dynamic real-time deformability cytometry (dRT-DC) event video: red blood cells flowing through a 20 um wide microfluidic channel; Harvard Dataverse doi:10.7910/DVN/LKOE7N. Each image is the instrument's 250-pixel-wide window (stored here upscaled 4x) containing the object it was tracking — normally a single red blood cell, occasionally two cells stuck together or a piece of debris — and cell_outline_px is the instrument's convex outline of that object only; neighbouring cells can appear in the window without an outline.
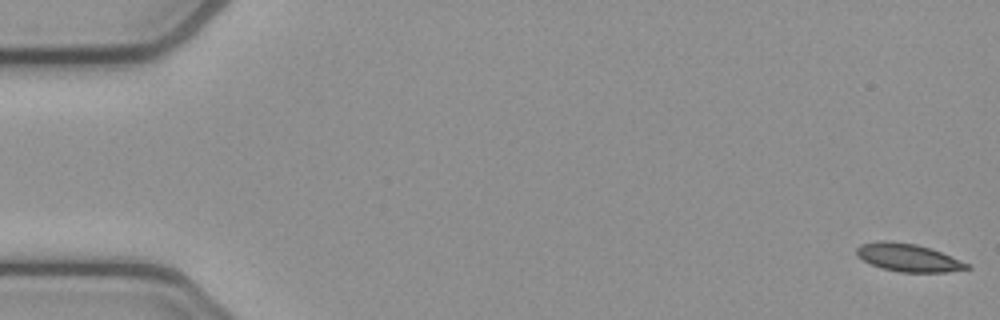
{"species": "common noctule bat (a hibernating species)", "species_latin": "Nyctalus noctula", "temperature_condition": "cold", "stored_images_in_passage": 53, "camera_frame_rate_fps": 3000, "um_per_image_px": 0.085, "animal": {"sex": "female", "body_mass_g": 21.9}, "frame": {"image": 1, "passage_image": 1, "time_ms": 0.0, "image_size_px": [1000, 320], "cell_outline_px": [[972, 268], [948, 272], [900, 272], [880, 268], [856, 256], [856, 248], [860, 244], [880, 240], [892, 240], [916, 244], [932, 248], [960, 260], [968, 264]], "centroid_in_image_um": [77.17, 21.88], "position_along_channel_um": 7.8, "area_um2": 18.09}}
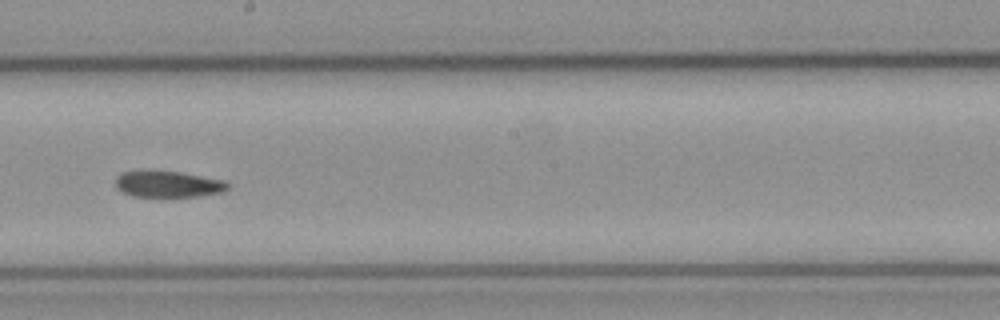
{"frame": {"image": 2, "passage_image": 30, "time_ms": 9.667, "image_size_px": [1000, 320], "cell_outline_px": [[228, 188], [220, 192], [200, 196], [132, 196], [116, 188], [116, 176], [120, 172], [140, 168], [180, 172], [224, 180], [228, 184]], "centroid_in_image_um": [14.19, 15.6], "position_along_channel_um": 234.0, "area_um2": 17.57}}
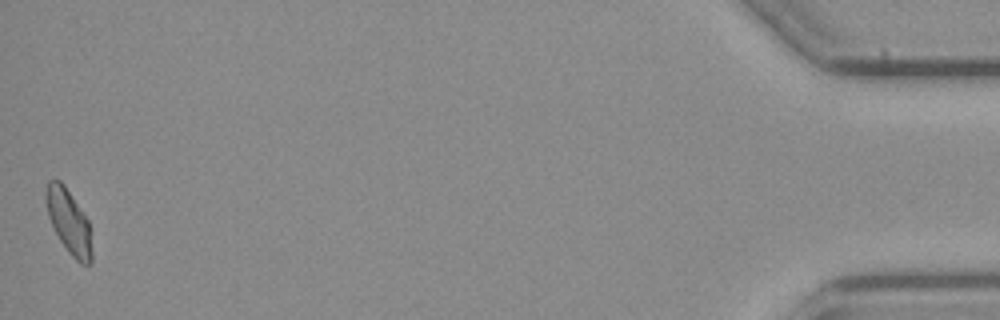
{"frame": {"image": 3, "passage_image": 53, "time_ms": 17.333, "image_size_px": [1000, 320], "cell_outline_px": [[92, 264], [80, 264], [68, 252], [60, 240], [48, 216], [44, 200], [44, 192], [48, 180], [60, 180], [64, 184], [88, 220], [92, 252]], "centroid_in_image_um": [5.83, 18.82], "position_along_channel_um": 429.4, "area_um2": 17.17}, "authors_computed_cell_mechanics": {"area_um2": 17.8602, "velocity_mm_per_s": 3.856, "shape_relaxation_time_tau1_ms": null, "shape_relaxation_time_tau2_ms": 5.1316, "deformation_change_tau1": null, "deformation_change_tau2": 0.0906}}